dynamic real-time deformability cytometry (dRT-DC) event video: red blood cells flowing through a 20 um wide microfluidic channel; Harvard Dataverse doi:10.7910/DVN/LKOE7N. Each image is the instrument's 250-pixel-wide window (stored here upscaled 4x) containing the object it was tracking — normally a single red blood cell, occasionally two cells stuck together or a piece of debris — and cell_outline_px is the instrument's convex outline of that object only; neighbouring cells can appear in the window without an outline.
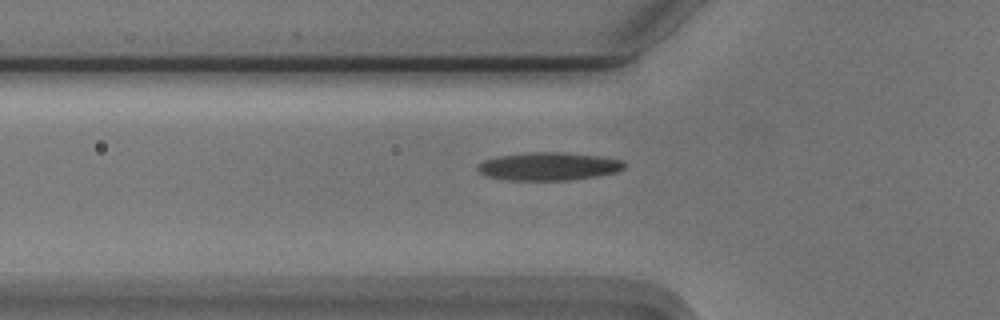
{"species": "Egyptian fruit bat (a non-hibernating species)", "species_latin": "Rousettus aegyptiacus", "temperature_condition": "cold", "stored_images_in_passage": 38, "camera_frame_rate_fps": 3000, "um_per_image_px": 0.085, "animal": {"sex": "male"}, "frame": {"image": 1, "passage_image": 8, "time_ms": 2.333, "image_size_px": [1000, 320], "cell_outline_px": [[624, 168], [616, 172], [596, 176], [568, 180], [504, 180], [484, 176], [476, 168], [476, 164], [484, 160], [496, 156], [532, 152], [564, 152], [600, 156], [624, 160]], "centroid_in_image_um": [46.59, 14.14], "position_along_channel_um": 79.2, "area_um2": 24.16}}
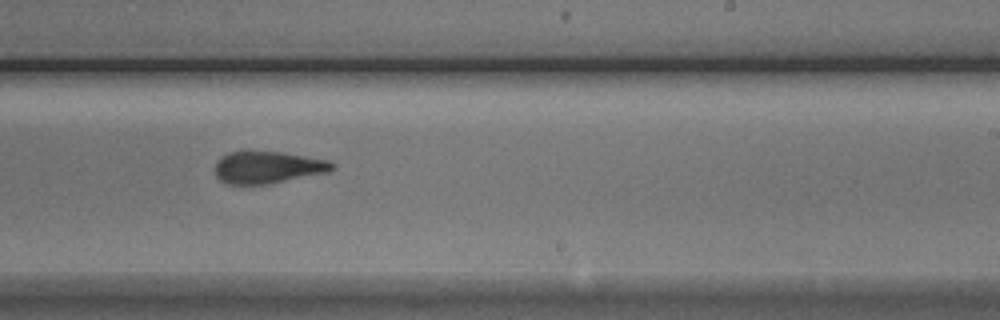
{"frame": {"image": 2, "passage_image": 23, "time_ms": 7.333, "image_size_px": [1000, 320], "cell_outline_px": [[336, 168], [328, 172], [268, 184], [224, 184], [216, 176], [216, 160], [220, 156], [228, 152], [284, 152], [328, 160], [336, 164]], "centroid_in_image_um": [22.77, 14.22], "position_along_channel_um": 266.2, "area_um2": 21.96}}
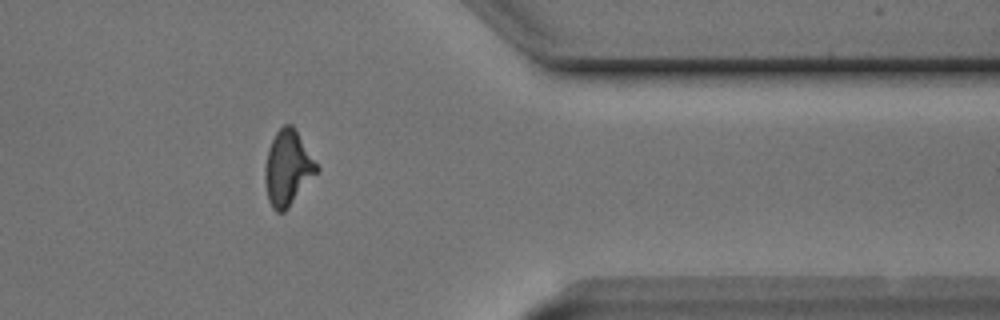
{"frame": {"image": 3, "passage_image": 34, "time_ms": 11.0, "image_size_px": [1000, 320], "cell_outline_px": [[320, 168], [288, 208], [284, 212], [276, 212], [272, 208], [268, 200], [264, 180], [264, 172], [268, 148], [276, 132], [284, 124], [292, 124]], "centroid_in_image_um": [24.44, 14.29], "position_along_channel_um": 387.0, "area_um2": 22.43}}